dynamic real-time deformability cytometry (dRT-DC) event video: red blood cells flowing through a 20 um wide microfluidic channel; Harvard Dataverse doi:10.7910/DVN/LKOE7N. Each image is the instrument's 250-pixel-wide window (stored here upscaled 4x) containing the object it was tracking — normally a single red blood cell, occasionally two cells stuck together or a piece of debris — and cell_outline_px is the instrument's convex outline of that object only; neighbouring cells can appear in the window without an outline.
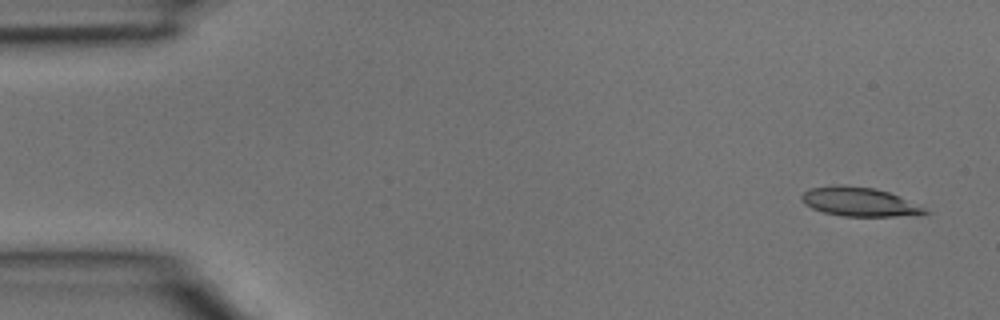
{"species": "common noctule bat (a hibernating species)", "species_latin": "Nyctalus noctula", "temperature_condition": "room temperature", "stored_images_in_passage": 4, "camera_frame_rate_fps": 3000, "um_per_image_px": 0.085, "animal": {"sex": "male", "body_mass_g": 15.6}, "frame": {"image": 1, "passage_image": 1, "time_ms": 0.0, "image_size_px": [1000, 320], "cell_outline_px": [[932, 212], [896, 216], [840, 216], [824, 212], [812, 208], [804, 204], [800, 200], [800, 196], [804, 192], [812, 188], [832, 184], [840, 184], [872, 188], [888, 192], [924, 208]], "centroid_in_image_um": [72.94, 17.14], "position_along_channel_um": 12.1, "area_um2": 20.52}}
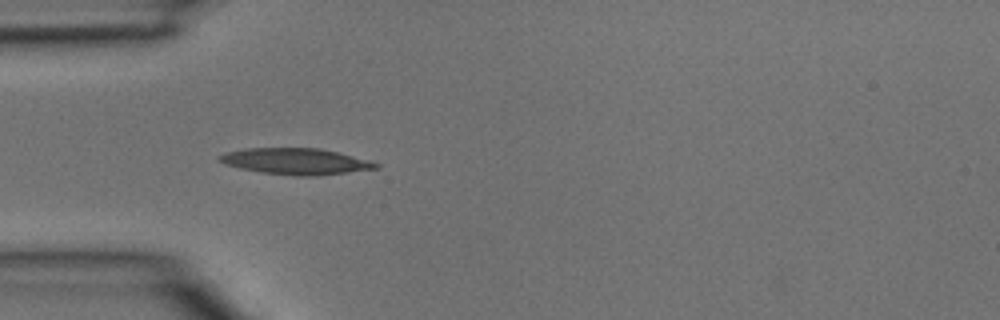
{"frame": {"image": 2, "passage_image": 4, "time_ms": 1.0, "image_size_px": [1000, 320], "cell_outline_px": [[380, 168], [320, 176], [296, 176], [260, 172], [240, 168], [224, 164], [216, 160], [216, 156], [228, 152], [248, 148], [320, 148], [368, 160], [380, 164]], "centroid_in_image_um": [25.12, 13.72], "position_along_channel_um": 59.9, "area_um2": 23.99}}